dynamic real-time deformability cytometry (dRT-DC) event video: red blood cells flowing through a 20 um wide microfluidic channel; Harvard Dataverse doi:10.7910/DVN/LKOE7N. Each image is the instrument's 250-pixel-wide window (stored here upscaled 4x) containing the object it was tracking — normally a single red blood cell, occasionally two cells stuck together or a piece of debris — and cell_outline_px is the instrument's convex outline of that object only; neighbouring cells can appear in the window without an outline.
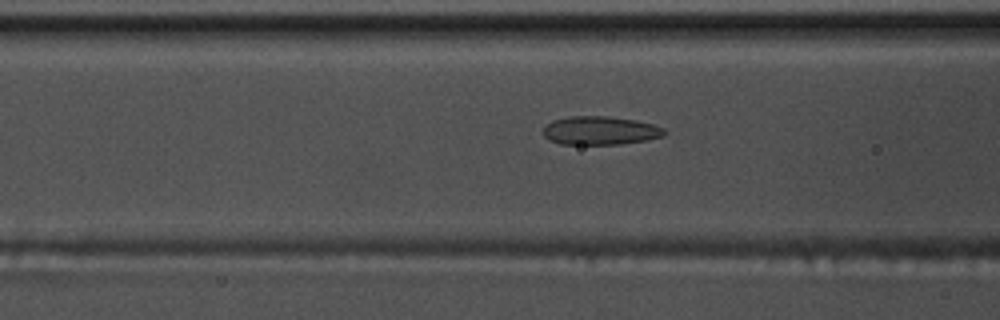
{"species": "common noctule bat (a hibernating species)", "species_latin": "Nyctalus noctula", "temperature_condition": "warm", "stored_images_in_passage": 25, "camera_frame_rate_fps": 3000, "um_per_image_px": 0.085, "animal": {"sex": "male", "body_mass_g": 17.5, "forearm_length_mm": 52.3}, "frame": {"image": 1, "passage_image": 10, "time_ms": 3.0, "image_size_px": [1000, 320], "cell_outline_px": [[668, 132], [664, 136], [644, 140], [620, 144], [560, 144], [548, 140], [544, 136], [544, 128], [552, 120], [568, 116], [608, 116], [632, 120], [652, 124], [664, 128]], "centroid_in_image_um": [51.0, 11.1], "position_along_channel_um": 115.6, "area_um2": 20.06}}
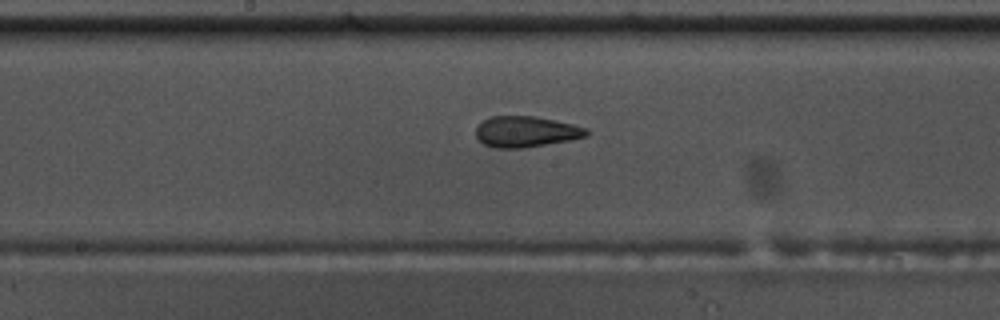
{"frame": {"image": 2, "passage_image": 17, "time_ms": 5.333, "image_size_px": [1000, 320], "cell_outline_px": [[588, 136], [568, 140], [524, 148], [496, 148], [484, 144], [476, 136], [476, 128], [484, 120], [492, 116], [536, 116], [572, 124], [588, 128]], "centroid_in_image_um": [44.71, 11.19], "position_along_channel_um": 203.5, "area_um2": 19.77}}
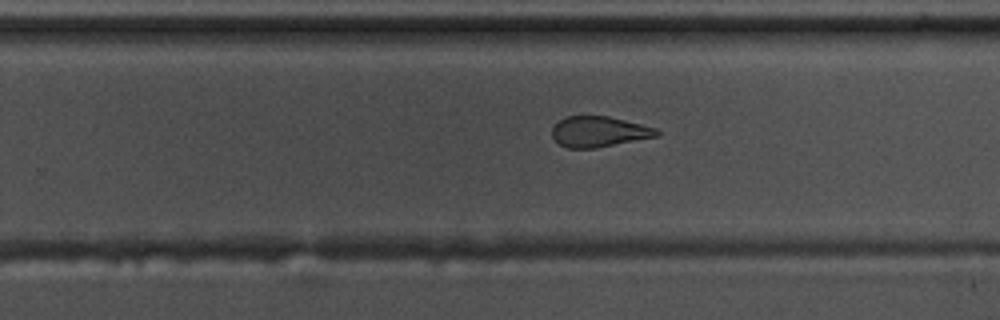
{"frame": {"image": 3, "passage_image": 23, "time_ms": 7.333, "image_size_px": [1000, 320], "cell_outline_px": [[660, 136], [596, 148], [568, 148], [560, 144], [552, 136], [552, 128], [560, 120], [568, 116], [608, 116], [656, 128], [660, 132]], "centroid_in_image_um": [50.93, 11.2], "position_along_channel_um": 278.9, "area_um2": 18.55}}